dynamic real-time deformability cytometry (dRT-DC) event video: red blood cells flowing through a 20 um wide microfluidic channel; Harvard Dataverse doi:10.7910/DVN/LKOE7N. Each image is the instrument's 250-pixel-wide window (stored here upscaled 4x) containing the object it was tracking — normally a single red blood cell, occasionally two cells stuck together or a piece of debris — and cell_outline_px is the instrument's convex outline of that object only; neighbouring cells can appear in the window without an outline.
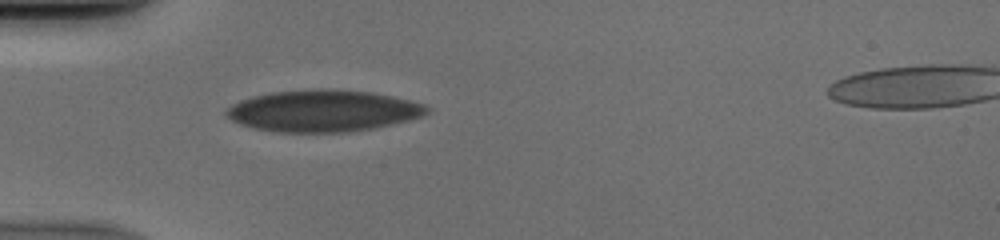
{"species": "human", "species_latin": "Homo sapiens", "temperature_condition": "cold", "stored_images_in_passage": 36, "camera_frame_rate_fps": 3000, "um_per_image_px": 0.085, "donor": {"sex": "male"}, "frame": {"image": 1, "passage_image": 1, "time_ms": 0.0, "image_size_px": [1000, 240], "cell_outline_px": [[428, 112], [420, 116], [408, 120], [372, 128], [348, 132], [276, 132], [256, 128], [240, 124], [232, 120], [224, 112], [224, 108], [240, 100], [252, 96], [272, 92], [316, 88], [328, 88], [368, 92], [392, 96], [424, 104], [428, 108]], "centroid_in_image_um": [27.4, 9.41], "position_along_channel_um": 57.6, "area_um2": 48.55}}
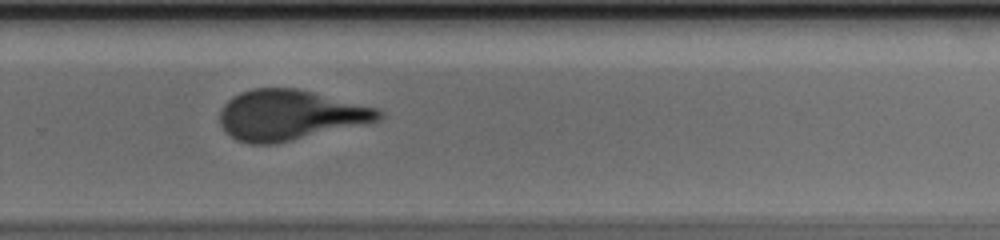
{"frame": {"image": 2, "passage_image": 20, "time_ms": 6.333, "image_size_px": [1000, 240], "cell_outline_px": [[380, 120], [276, 144], [252, 144], [236, 140], [224, 132], [220, 124], [220, 112], [224, 104], [232, 96], [240, 92], [252, 88], [296, 88], [376, 108], [380, 112]], "centroid_in_image_um": [24.55, 9.79], "position_along_channel_um": 305.3, "area_um2": 46.12}}
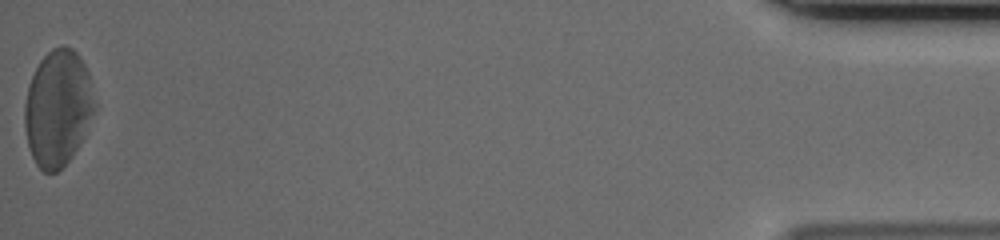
{"frame": {"image": 3, "passage_image": 36, "time_ms": 11.667, "image_size_px": [1000, 240], "cell_outline_px": [[96, 104], [84, 136], [72, 156], [56, 172], [44, 172], [36, 164], [32, 156], [28, 144], [24, 124], [24, 104], [28, 84], [40, 60], [52, 48], [60, 44], [64, 44], [72, 48], [80, 56], [88, 72]], "centroid_in_image_um": [4.91, 9.15], "position_along_channel_um": 430.3, "area_um2": 47.45}}